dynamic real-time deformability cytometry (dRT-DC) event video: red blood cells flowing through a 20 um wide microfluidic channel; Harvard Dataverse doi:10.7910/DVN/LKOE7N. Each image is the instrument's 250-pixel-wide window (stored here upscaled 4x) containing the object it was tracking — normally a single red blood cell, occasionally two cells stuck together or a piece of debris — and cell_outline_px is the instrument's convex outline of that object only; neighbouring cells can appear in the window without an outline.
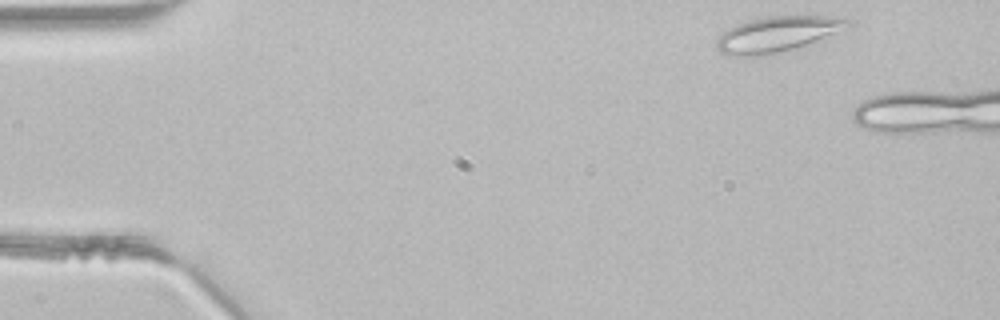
{"species": "common noctule bat (a hibernating species)", "species_latin": "Nyctalus noctula", "temperature_condition": "room temperature", "stored_images_in_passage": 13, "camera_frame_rate_fps": 3000, "um_per_image_px": 0.085, "animal": {"sex": "male", "body_mass_g": 21.5, "forearm_length_mm": 52.0}, "frame": {"image": 1, "passage_image": 1, "time_ms": 0.0, "image_size_px": [1000, 320], "cell_outline_px": [[856, 24], [804, 44], [792, 48], [772, 52], [748, 56], [728, 56], [720, 52], [716, 48], [716, 40], [728, 28], [752, 20], [768, 16], [844, 16], [852, 20]], "centroid_in_image_um": [66.09, 2.87], "position_along_channel_um": 18.9, "area_um2": 26.36}}